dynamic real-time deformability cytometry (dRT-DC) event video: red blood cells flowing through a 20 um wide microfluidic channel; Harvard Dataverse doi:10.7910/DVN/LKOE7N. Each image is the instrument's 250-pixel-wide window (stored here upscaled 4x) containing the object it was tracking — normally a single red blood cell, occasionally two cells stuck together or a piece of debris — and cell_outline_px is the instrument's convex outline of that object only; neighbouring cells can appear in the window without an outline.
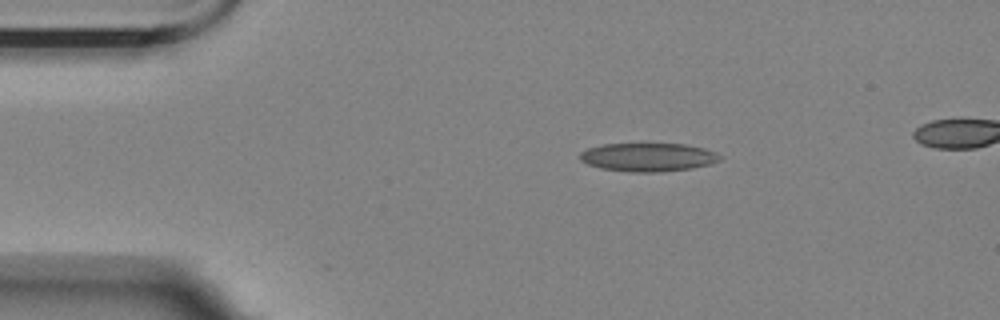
{"species": "Egyptian fruit bat (a non-hibernating species)", "species_latin": "Rousettus aegyptiacus", "temperature_condition": "room temperature", "stored_images_in_passage": 4, "segment_of_instrument_passage": [1, 2], "camera_frame_rate_fps": 3000, "um_per_image_px": 0.085, "animal": {"sex": "female"}, "frame": {"image": 1, "passage_image": 2, "time_ms": 1.333, "image_size_px": [1000, 320], "cell_outline_px": [[724, 156], [720, 160], [708, 164], [692, 168], [660, 172], [628, 172], [600, 168], [588, 164], [580, 160], [580, 152], [588, 148], [604, 144], [640, 140], [684, 144], [704, 148], [716, 152]], "centroid_in_image_um": [55.07, 13.3], "position_along_channel_um": 29.9, "area_um2": 24.39}}